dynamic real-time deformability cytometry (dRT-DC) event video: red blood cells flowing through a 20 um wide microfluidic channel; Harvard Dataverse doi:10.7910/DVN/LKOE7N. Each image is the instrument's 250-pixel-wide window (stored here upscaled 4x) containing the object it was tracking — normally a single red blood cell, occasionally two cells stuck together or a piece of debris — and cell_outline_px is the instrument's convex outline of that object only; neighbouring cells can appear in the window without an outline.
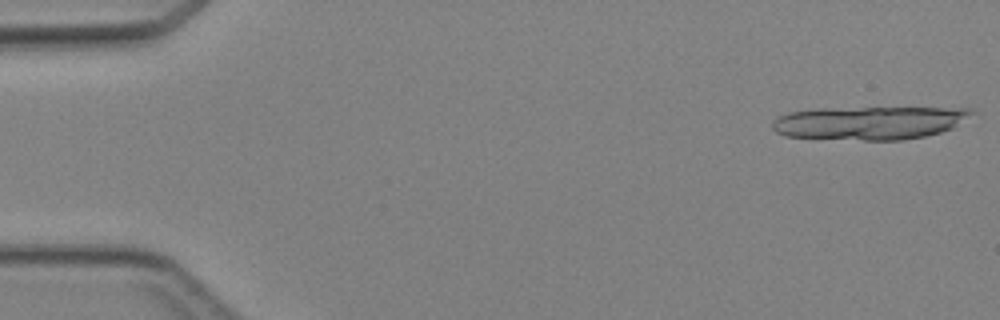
{"species": "Egyptian fruit bat (a non-hibernating species)", "species_latin": "Rousettus aegyptiacus", "temperature_condition": "cold", "stored_images_in_passage": 20, "segment_of_instrument_passage": [1, 2], "camera_frame_rate_fps": 3000, "um_per_image_px": 0.085, "animal": {"sex": "female"}, "frame": {"image": 1, "passage_image": 1, "time_ms": 0.0, "image_size_px": [1000, 320], "cell_outline_px": [[976, 112], [952, 128], [940, 132], [924, 136], [904, 140], [864, 140], [784, 136], [776, 132], [772, 128], [772, 120], [788, 112], [816, 108], [972, 108]], "centroid_in_image_um": [73.88, 10.43], "position_along_channel_um": 11.1, "area_um2": 38.67}}